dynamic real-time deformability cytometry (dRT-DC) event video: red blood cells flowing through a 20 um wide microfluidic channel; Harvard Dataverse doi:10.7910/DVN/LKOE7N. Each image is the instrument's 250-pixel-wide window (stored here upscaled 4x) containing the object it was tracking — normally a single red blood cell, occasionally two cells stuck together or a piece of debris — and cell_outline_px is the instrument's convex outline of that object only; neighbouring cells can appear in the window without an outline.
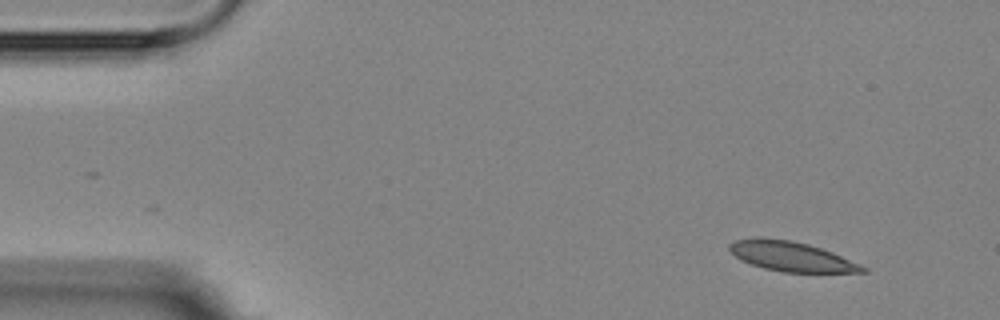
{"species": "Egyptian fruit bat (a non-hibernating species)", "species_latin": "Rousettus aegyptiacus", "temperature_condition": "room temperature", "stored_images_in_passage": 5, "camera_frame_rate_fps": 3000, "um_per_image_px": 0.085, "animal": {"sex": "female"}, "frame": {"image": 1, "passage_image": 1, "time_ms": 0.0, "image_size_px": [1000, 320], "cell_outline_px": [[868, 272], [784, 272], [764, 268], [752, 264], [736, 256], [728, 248], [728, 244], [736, 240], [752, 236], [764, 236], [792, 240], [808, 244], [832, 252], [860, 264], [868, 268]], "centroid_in_image_um": [67.24, 21.77], "position_along_channel_um": 17.8, "area_um2": 23.12}}
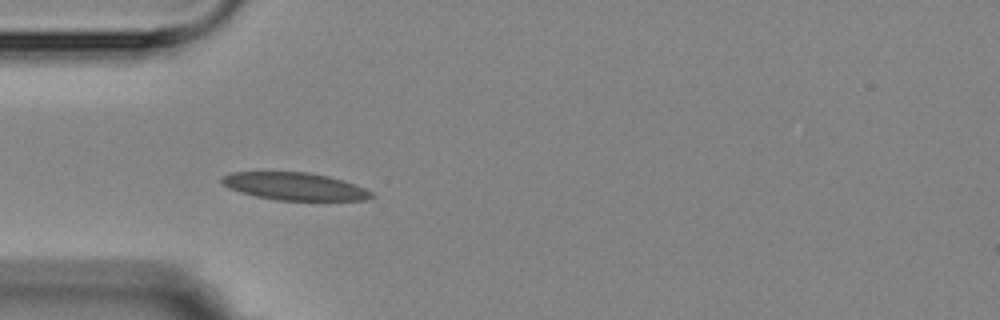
{"frame": {"image": 2, "passage_image": 4, "time_ms": 3.667, "image_size_px": [1000, 320], "cell_outline_px": [[376, 196], [368, 200], [276, 200], [256, 196], [240, 192], [228, 188], [220, 180], [220, 176], [232, 172], [308, 172], [328, 176], [364, 188], [372, 192]], "centroid_in_image_um": [25.02, 15.84], "position_along_channel_um": 60.0, "area_um2": 23.93}}
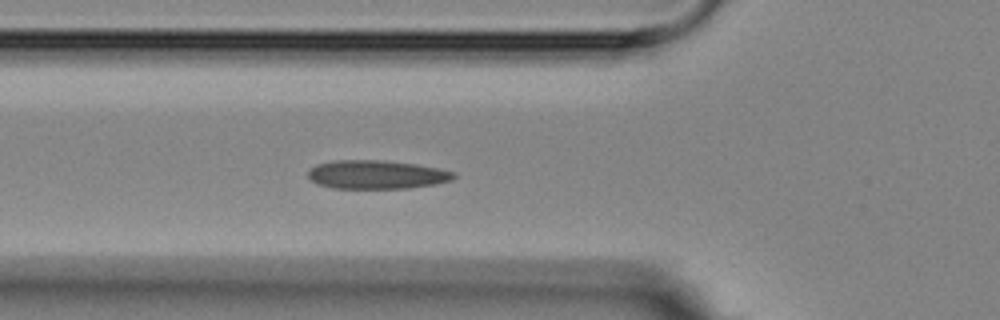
{"frame": {"image": 3, "passage_image": 5, "time_ms": 4.667, "image_size_px": [1000, 320], "cell_outline_px": [[456, 176], [452, 180], [436, 184], [408, 188], [332, 188], [316, 184], [308, 176], [308, 172], [316, 164], [336, 160], [376, 160], [416, 164], [440, 168], [456, 172]], "centroid_in_image_um": [32.04, 14.84], "position_along_channel_um": 93.8, "area_um2": 24.33}}